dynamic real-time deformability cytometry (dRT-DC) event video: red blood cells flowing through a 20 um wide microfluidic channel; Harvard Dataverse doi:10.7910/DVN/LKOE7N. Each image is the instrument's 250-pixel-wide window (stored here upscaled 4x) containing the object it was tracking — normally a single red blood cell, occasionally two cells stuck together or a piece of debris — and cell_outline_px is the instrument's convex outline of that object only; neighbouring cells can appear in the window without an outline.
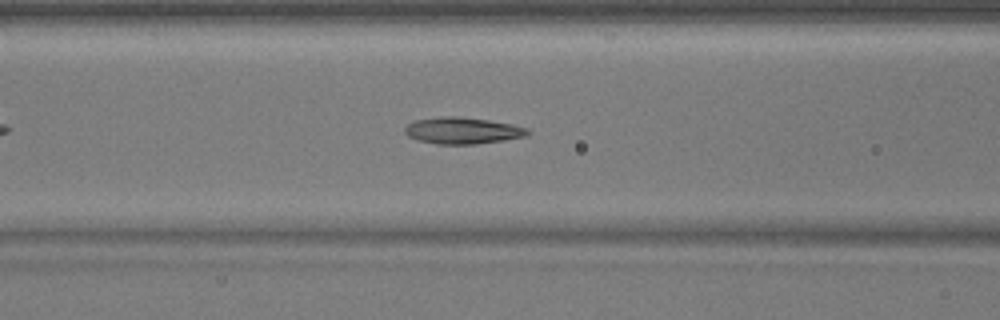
{"species": "common noctule bat (a hibernating species)", "species_latin": "Nyctalus noctula", "temperature_condition": "warm", "stored_images_in_passage": 42, "camera_frame_rate_fps": 3000, "um_per_image_px": 0.085, "animal": {"sex": "male", "body_mass_g": 17.9}, "frame": {"image": 1, "passage_image": 12, "time_ms": 3.667, "image_size_px": [1000, 320], "cell_outline_px": [[532, 132], [524, 136], [504, 140], [476, 144], [436, 144], [416, 140], [408, 136], [404, 132], [404, 128], [408, 124], [416, 120], [444, 116], [456, 116], [488, 120], [512, 124], [528, 128]], "centroid_in_image_um": [39.31, 11.1], "position_along_channel_um": 127.3, "area_um2": 19.02}}
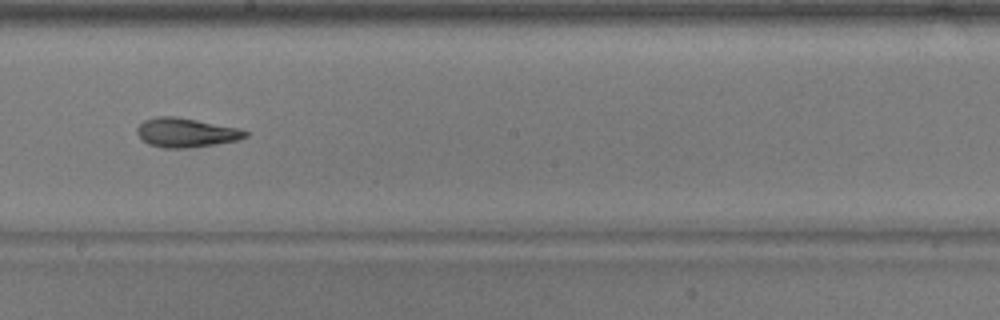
{"frame": {"image": 2, "passage_image": 20, "time_ms": 6.333, "image_size_px": [1000, 320], "cell_outline_px": [[248, 136], [236, 140], [216, 144], [188, 148], [164, 148], [148, 144], [136, 132], [136, 128], [144, 120], [156, 116], [176, 116], [236, 128], [248, 132]], "centroid_in_image_um": [15.77, 11.27], "position_along_channel_um": 232.4, "area_um2": 18.21}}
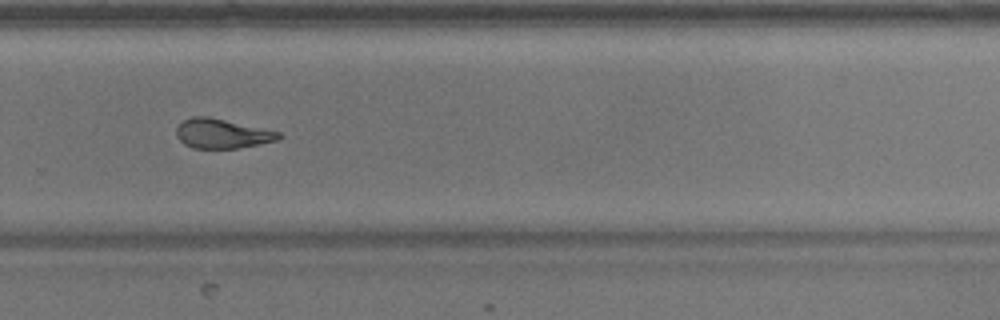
{"frame": {"image": 3, "passage_image": 26, "time_ms": 8.333, "image_size_px": [1000, 320], "cell_outline_px": [[284, 136], [276, 140], [260, 144], [236, 148], [192, 148], [184, 144], [176, 136], [176, 128], [184, 120], [192, 116], [208, 116], [280, 132]], "centroid_in_image_um": [18.86, 11.35], "position_along_channel_um": 310.9, "area_um2": 17.51}}